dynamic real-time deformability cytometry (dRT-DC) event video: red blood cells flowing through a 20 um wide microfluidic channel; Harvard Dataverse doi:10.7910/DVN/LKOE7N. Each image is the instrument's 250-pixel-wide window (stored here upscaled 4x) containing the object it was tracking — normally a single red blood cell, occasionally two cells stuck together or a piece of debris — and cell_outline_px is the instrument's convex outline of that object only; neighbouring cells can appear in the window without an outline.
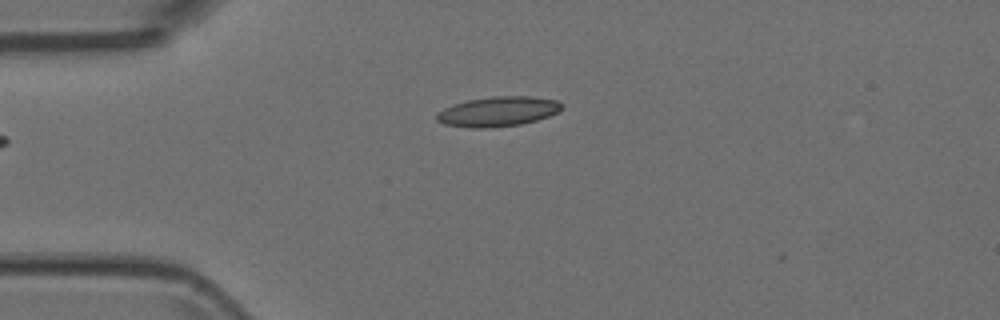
{"species": "Egyptian fruit bat (a non-hibernating species)", "species_latin": "Rousettus aegyptiacus", "temperature_condition": "room temperature", "stored_images_in_passage": 4, "camera_frame_rate_fps": 3000, "um_per_image_px": 0.085, "animal": {"sex": "female"}, "frame": {"image": 1, "passage_image": 4, "time_ms": 1.0, "image_size_px": [1000, 320], "cell_outline_px": [[564, 108], [548, 116], [536, 120], [520, 124], [488, 128], [472, 128], [444, 124], [436, 120], [436, 112], [444, 108], [468, 100], [492, 96], [532, 96], [556, 100], [564, 104]], "centroid_in_image_um": [42.33, 9.47], "position_along_channel_um": 42.7, "area_um2": 21.73}}